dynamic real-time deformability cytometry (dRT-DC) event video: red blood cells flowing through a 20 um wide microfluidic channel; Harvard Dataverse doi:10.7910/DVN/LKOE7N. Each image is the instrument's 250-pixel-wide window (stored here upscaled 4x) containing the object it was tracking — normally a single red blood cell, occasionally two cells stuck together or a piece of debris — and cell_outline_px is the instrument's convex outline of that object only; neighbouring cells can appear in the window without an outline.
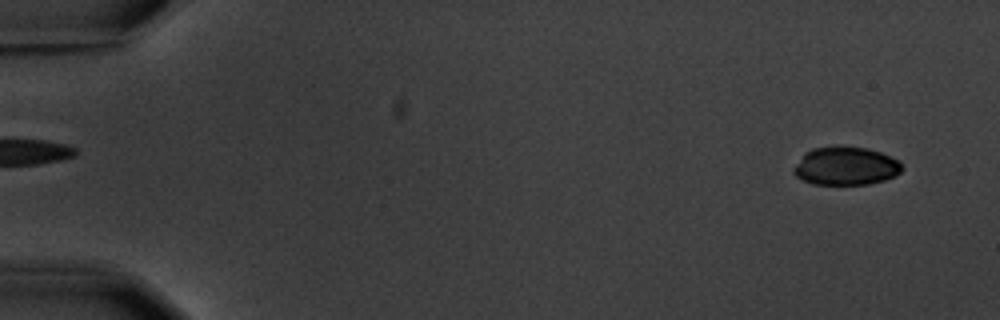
{"species": "common noctule bat (a hibernating species)", "species_latin": "Nyctalus noctula", "temperature_condition": "warm", "stored_images_in_passage": 2, "camera_frame_rate_fps": 3000, "um_per_image_px": 0.085, "animal": {"sex": "male", "body_mass_g": 20.1, "forearm_length_mm": 53.5}, "frame": {"image": 1, "passage_image": 2, "time_ms": 1.333, "image_size_px": [1000, 320], "cell_outline_px": [[904, 168], [900, 172], [884, 180], [868, 184], [812, 184], [796, 176], [792, 172], [792, 168], [804, 152], [812, 148], [840, 144], [868, 148], [880, 152], [896, 160]], "centroid_in_image_um": [71.82, 14.08], "position_along_channel_um": 13.2, "area_um2": 24.45}}